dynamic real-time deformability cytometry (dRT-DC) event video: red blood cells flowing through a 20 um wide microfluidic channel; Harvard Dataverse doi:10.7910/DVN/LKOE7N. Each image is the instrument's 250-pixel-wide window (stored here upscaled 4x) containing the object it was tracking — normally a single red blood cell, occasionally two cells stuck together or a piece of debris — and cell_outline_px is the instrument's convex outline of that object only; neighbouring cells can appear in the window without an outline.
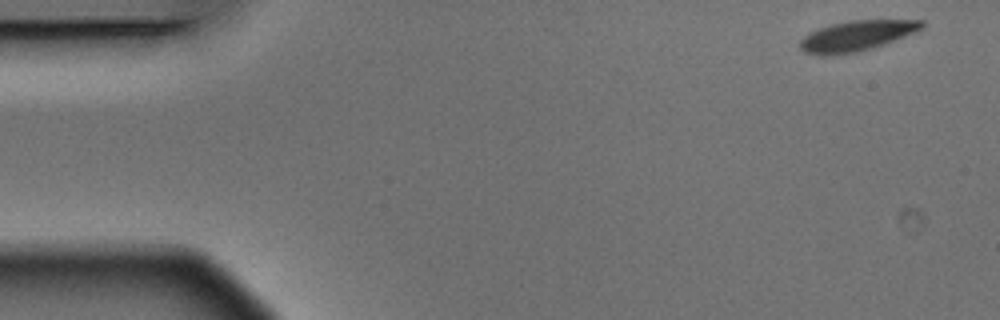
{"species": "Egyptian fruit bat (a non-hibernating species)", "species_latin": "Rousettus aegyptiacus", "temperature_condition": "warm", "stored_images_in_passage": 5, "segment_of_instrument_passage": [2, 2], "camera_frame_rate_fps": 3000, "um_per_image_px": 0.085, "animal": {"sex": "male"}, "frame": {"image": 1, "passage_image": 5, "time_ms": 1.333, "image_size_px": [1000, 320], "cell_outline_px": [[924, 28], [916, 32], [884, 44], [872, 48], [856, 52], [832, 56], [820, 56], [804, 52], [800, 48], [800, 40], [808, 32], [832, 24], [848, 20], [924, 20]], "centroid_in_image_um": [72.8, 3.05], "position_along_channel_um": 12.2, "area_um2": 21.73}}